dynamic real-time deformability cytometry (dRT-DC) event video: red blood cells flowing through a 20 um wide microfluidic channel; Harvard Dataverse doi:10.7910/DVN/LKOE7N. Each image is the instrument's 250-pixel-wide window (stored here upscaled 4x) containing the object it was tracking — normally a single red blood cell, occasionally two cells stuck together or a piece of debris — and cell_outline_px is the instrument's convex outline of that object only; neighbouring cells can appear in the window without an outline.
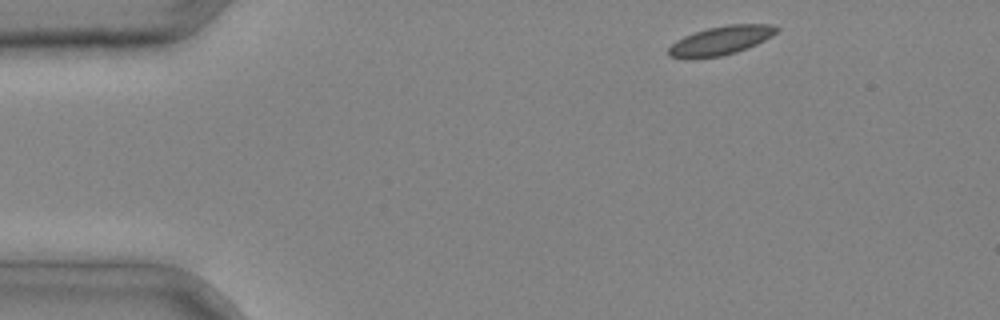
{"species": "common noctule bat (a hibernating species)", "species_latin": "Nyctalus noctula", "temperature_condition": "cold", "stored_images_in_passage": 3, "camera_frame_rate_fps": 3000, "um_per_image_px": 0.085, "animal": {"sex": "male", "body_mass_g": 20.4}, "frame": {"image": 1, "passage_image": 1, "time_ms": 0.0, "image_size_px": [1000, 320], "cell_outline_px": [[780, 28], [772, 36], [756, 44], [736, 52], [720, 56], [692, 60], [684, 60], [668, 56], [668, 48], [676, 40], [684, 36], [708, 28], [728, 24], [772, 24]], "centroid_in_image_um": [61.22, 3.47], "position_along_channel_um": 23.8, "area_um2": 18.38}}